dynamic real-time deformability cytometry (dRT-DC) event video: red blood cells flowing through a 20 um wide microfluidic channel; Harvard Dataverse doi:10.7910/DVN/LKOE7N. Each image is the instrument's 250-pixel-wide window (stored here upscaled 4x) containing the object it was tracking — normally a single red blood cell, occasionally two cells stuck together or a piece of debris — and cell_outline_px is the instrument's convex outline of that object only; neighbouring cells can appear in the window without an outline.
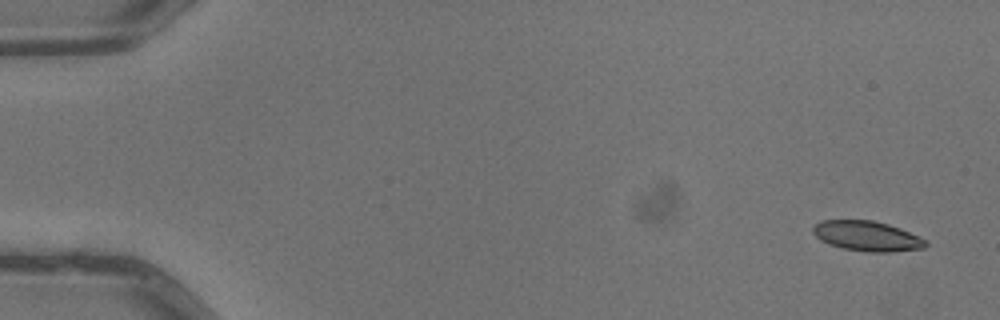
{"species": "common noctule bat (a hibernating species)", "species_latin": "Nyctalus noctula", "temperature_condition": "warm", "stored_images_in_passage": 2, "camera_frame_rate_fps": 3000, "um_per_image_px": 0.085, "animal": {"sex": "male", "body_mass_g": 13.3}, "frame": {"image": 1, "passage_image": 2, "time_ms": 0.333, "image_size_px": [1000, 320], "cell_outline_px": [[928, 244], [924, 248], [892, 252], [868, 252], [844, 248], [828, 244], [820, 240], [812, 232], [812, 228], [820, 220], [872, 220], [888, 224], [900, 228], [920, 236], [928, 240]], "centroid_in_image_um": [73.72, 20.06], "position_along_channel_um": 11.3, "area_um2": 19.88}}